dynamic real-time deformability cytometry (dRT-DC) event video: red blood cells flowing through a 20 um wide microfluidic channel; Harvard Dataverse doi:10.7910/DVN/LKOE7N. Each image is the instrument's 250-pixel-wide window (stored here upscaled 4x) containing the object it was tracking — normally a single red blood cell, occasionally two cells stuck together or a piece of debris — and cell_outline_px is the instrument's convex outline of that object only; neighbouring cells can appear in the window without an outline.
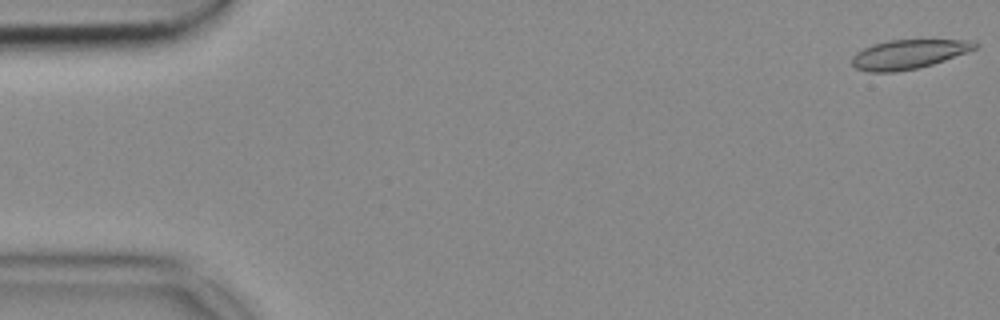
{"species": "common noctule bat (a hibernating species)", "species_latin": "Nyctalus noctula", "temperature_condition": "cold", "stored_images_in_passage": 53, "camera_frame_rate_fps": 3000, "um_per_image_px": 0.085, "animal": {"sex": "female", "body_mass_g": 18.4}, "frame": {"image": 1, "passage_image": 1, "time_ms": 0.0, "image_size_px": [1000, 320], "cell_outline_px": [[980, 44], [976, 48], [968, 52], [932, 64], [916, 68], [896, 72], [868, 72], [856, 68], [852, 64], [852, 56], [856, 52], [872, 44], [888, 40], [972, 40]], "centroid_in_image_um": [77.22, 4.6], "position_along_channel_um": 7.8, "area_um2": 20.92}}
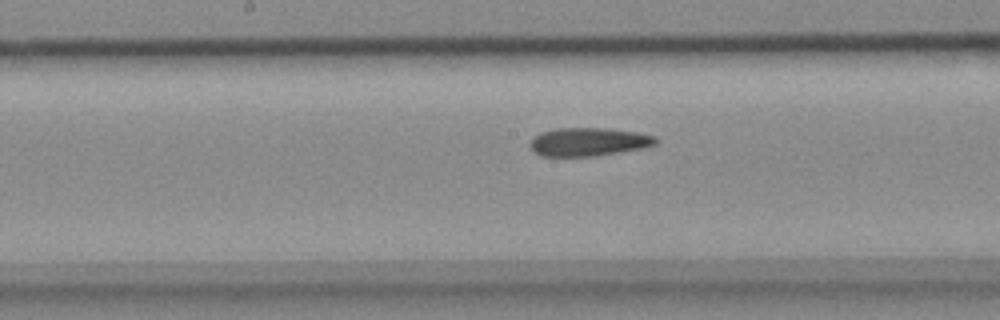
{"frame": {"image": 2, "passage_image": 27, "time_ms": 8.667, "image_size_px": [1000, 320], "cell_outline_px": [[656, 144], [640, 148], [596, 156], [540, 156], [532, 152], [528, 144], [540, 132], [556, 128], [608, 128], [636, 132], [656, 136]], "centroid_in_image_um": [49.97, 12.06], "position_along_channel_um": 198.2, "area_um2": 20.75}}
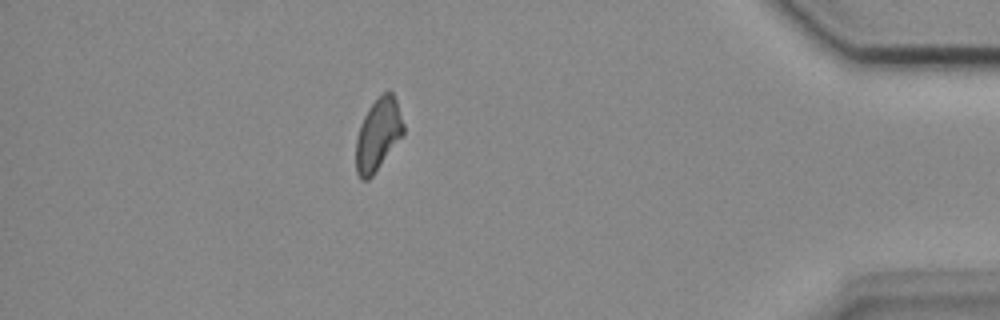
{"frame": {"image": 3, "passage_image": 47, "time_ms": 15.333, "image_size_px": [1000, 320], "cell_outline_px": [[404, 132], [372, 176], [368, 180], [360, 180], [356, 172], [356, 136], [360, 124], [364, 116], [372, 104], [388, 88], [392, 92], [396, 100], [404, 124]], "centroid_in_image_um": [32.11, 11.43], "position_along_channel_um": 403.1, "area_um2": 19.71}}